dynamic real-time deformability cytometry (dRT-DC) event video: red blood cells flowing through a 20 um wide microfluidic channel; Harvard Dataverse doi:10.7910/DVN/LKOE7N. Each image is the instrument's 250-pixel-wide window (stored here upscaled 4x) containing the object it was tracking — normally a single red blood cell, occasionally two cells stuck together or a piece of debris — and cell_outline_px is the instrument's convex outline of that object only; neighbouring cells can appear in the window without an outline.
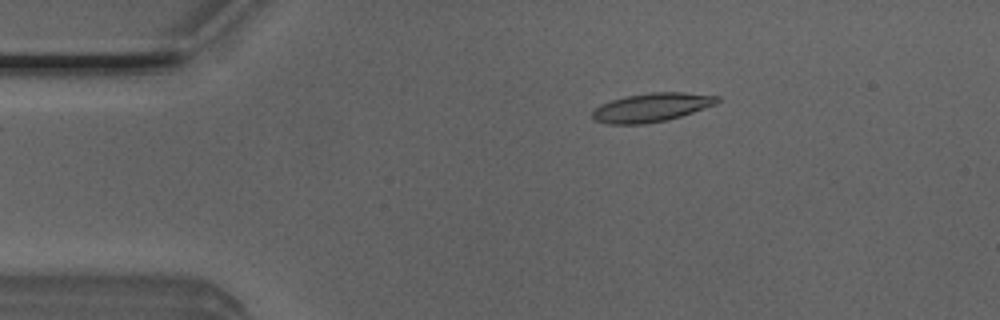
{"species": "Egyptian fruit bat (a non-hibernating species)", "species_latin": "Rousettus aegyptiacus", "temperature_condition": "room temperature", "stored_images_in_passage": 13, "camera_frame_rate_fps": 3000, "um_per_image_px": 0.085, "animal": {"sex": "male"}, "frame": {"image": 1, "passage_image": 1, "time_ms": 0.0, "image_size_px": [1000, 320], "cell_outline_px": [[720, 100], [716, 104], [668, 120], [644, 124], [608, 124], [596, 120], [592, 116], [592, 112], [600, 104], [612, 100], [628, 96], [652, 92], [684, 92], [720, 96]], "centroid_in_image_um": [55.4, 9.13], "position_along_channel_um": 29.6, "area_um2": 20.75}}